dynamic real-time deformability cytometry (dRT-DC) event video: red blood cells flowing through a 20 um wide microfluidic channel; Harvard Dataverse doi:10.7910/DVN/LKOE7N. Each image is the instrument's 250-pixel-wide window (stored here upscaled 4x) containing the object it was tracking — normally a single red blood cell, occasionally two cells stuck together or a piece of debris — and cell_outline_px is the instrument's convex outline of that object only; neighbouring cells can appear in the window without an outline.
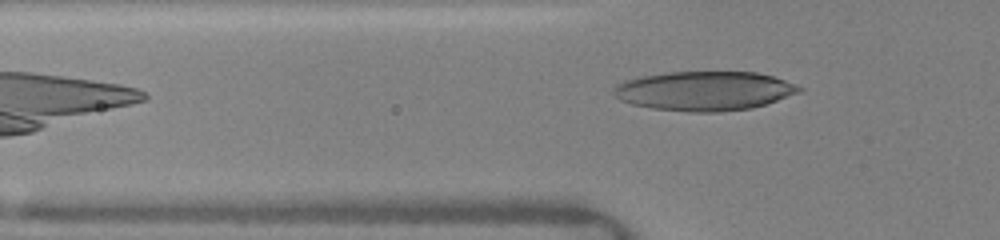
{"species": "human", "species_latin": "Homo sapiens", "temperature_condition": "warm", "stored_images_in_passage": 3, "camera_frame_rate_fps": 3000, "um_per_image_px": 0.085, "donor": {"sex": "female"}, "frame": {"image": 1, "passage_image": 3, "time_ms": 1.667, "image_size_px": [1000, 240], "cell_outline_px": [[804, 88], [800, 92], [752, 108], [720, 112], [688, 112], [652, 108], [632, 104], [620, 100], [616, 96], [612, 88], [616, 84], [624, 80], [640, 76], [664, 72], [756, 72], [772, 76], [796, 84]], "centroid_in_image_um": [59.84, 7.72], "position_along_channel_um": 66.0, "area_um2": 42.54}}